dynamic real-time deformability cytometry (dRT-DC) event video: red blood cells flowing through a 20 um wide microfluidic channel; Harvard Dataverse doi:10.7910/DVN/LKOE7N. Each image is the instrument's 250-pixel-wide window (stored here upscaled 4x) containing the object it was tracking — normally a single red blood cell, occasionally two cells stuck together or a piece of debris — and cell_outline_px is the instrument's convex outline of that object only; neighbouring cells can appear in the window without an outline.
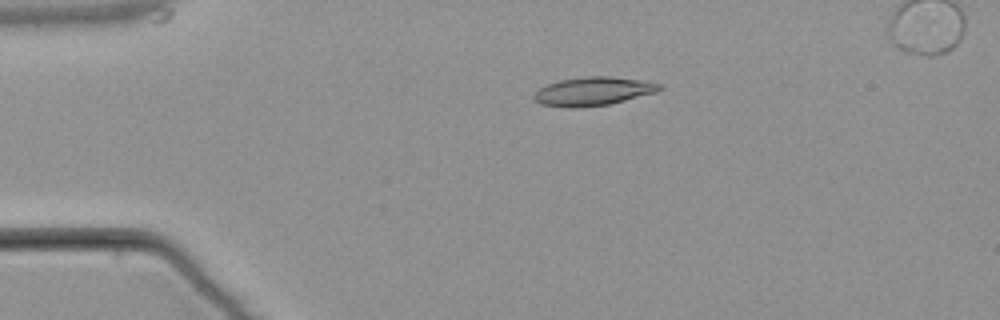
{"species": "common noctule bat (a hibernating species)", "species_latin": "Nyctalus noctula", "temperature_condition": "warm", "stored_images_in_passage": 6, "segment_of_instrument_passage": [1, 2], "camera_frame_rate_fps": 3000, "um_per_image_px": 0.085, "animal": {"sex": "male", "body_mass_g": 21.5, "forearm_length_mm": 52.0}, "frame": {"image": 1, "passage_image": 4, "time_ms": 3.667, "image_size_px": [1000, 320], "cell_outline_px": [[664, 88], [656, 92], [608, 104], [580, 108], [568, 108], [540, 104], [532, 96], [540, 88], [548, 84], [560, 80], [588, 76], [612, 76], [640, 80], [664, 84]], "centroid_in_image_um": [50.43, 7.76], "position_along_channel_um": 34.6, "area_um2": 20.87}}